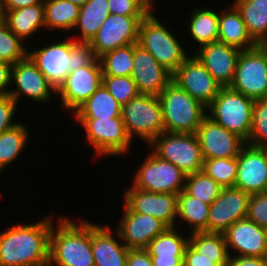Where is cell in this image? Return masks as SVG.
Returning <instances> with one entry per match:
<instances>
[{
    "mask_svg": "<svg viewBox=\"0 0 267 266\" xmlns=\"http://www.w3.org/2000/svg\"><path fill=\"white\" fill-rule=\"evenodd\" d=\"M52 218L0 233V266H48Z\"/></svg>",
    "mask_w": 267,
    "mask_h": 266,
    "instance_id": "6da1fadb",
    "label": "cell"
},
{
    "mask_svg": "<svg viewBox=\"0 0 267 266\" xmlns=\"http://www.w3.org/2000/svg\"><path fill=\"white\" fill-rule=\"evenodd\" d=\"M78 223L60 217L55 226L57 229L52 224L48 266H95L92 222L81 219Z\"/></svg>",
    "mask_w": 267,
    "mask_h": 266,
    "instance_id": "7a4b0ae2",
    "label": "cell"
},
{
    "mask_svg": "<svg viewBox=\"0 0 267 266\" xmlns=\"http://www.w3.org/2000/svg\"><path fill=\"white\" fill-rule=\"evenodd\" d=\"M165 132L196 133L207 116V108L171 80L158 96Z\"/></svg>",
    "mask_w": 267,
    "mask_h": 266,
    "instance_id": "3957f363",
    "label": "cell"
},
{
    "mask_svg": "<svg viewBox=\"0 0 267 266\" xmlns=\"http://www.w3.org/2000/svg\"><path fill=\"white\" fill-rule=\"evenodd\" d=\"M138 44L146 49L172 75L189 57L180 42L150 12L139 25Z\"/></svg>",
    "mask_w": 267,
    "mask_h": 266,
    "instance_id": "277c9868",
    "label": "cell"
},
{
    "mask_svg": "<svg viewBox=\"0 0 267 266\" xmlns=\"http://www.w3.org/2000/svg\"><path fill=\"white\" fill-rule=\"evenodd\" d=\"M254 100L230 87H222L207 107V116L246 143L252 127Z\"/></svg>",
    "mask_w": 267,
    "mask_h": 266,
    "instance_id": "5b68a950",
    "label": "cell"
},
{
    "mask_svg": "<svg viewBox=\"0 0 267 266\" xmlns=\"http://www.w3.org/2000/svg\"><path fill=\"white\" fill-rule=\"evenodd\" d=\"M121 119L131 140L137 135L147 146L165 132L162 108L157 96L138 94L121 106Z\"/></svg>",
    "mask_w": 267,
    "mask_h": 266,
    "instance_id": "8992f818",
    "label": "cell"
},
{
    "mask_svg": "<svg viewBox=\"0 0 267 266\" xmlns=\"http://www.w3.org/2000/svg\"><path fill=\"white\" fill-rule=\"evenodd\" d=\"M148 146L156 156L171 162L186 176L202 171L204 160L195 133L163 132Z\"/></svg>",
    "mask_w": 267,
    "mask_h": 266,
    "instance_id": "52a82bcc",
    "label": "cell"
},
{
    "mask_svg": "<svg viewBox=\"0 0 267 266\" xmlns=\"http://www.w3.org/2000/svg\"><path fill=\"white\" fill-rule=\"evenodd\" d=\"M229 87L253 100L267 98V53L260 45L241 50Z\"/></svg>",
    "mask_w": 267,
    "mask_h": 266,
    "instance_id": "ba28073f",
    "label": "cell"
},
{
    "mask_svg": "<svg viewBox=\"0 0 267 266\" xmlns=\"http://www.w3.org/2000/svg\"><path fill=\"white\" fill-rule=\"evenodd\" d=\"M139 166L132 186L152 193L179 194L184 190L186 175L171 162L153 152Z\"/></svg>",
    "mask_w": 267,
    "mask_h": 266,
    "instance_id": "9c48e42d",
    "label": "cell"
},
{
    "mask_svg": "<svg viewBox=\"0 0 267 266\" xmlns=\"http://www.w3.org/2000/svg\"><path fill=\"white\" fill-rule=\"evenodd\" d=\"M84 127L87 142L97 155H122L128 152L132 143L121 117L98 119H75Z\"/></svg>",
    "mask_w": 267,
    "mask_h": 266,
    "instance_id": "30bf717a",
    "label": "cell"
},
{
    "mask_svg": "<svg viewBox=\"0 0 267 266\" xmlns=\"http://www.w3.org/2000/svg\"><path fill=\"white\" fill-rule=\"evenodd\" d=\"M145 17L109 14L90 41L95 57L99 59L107 52L138 43L139 25Z\"/></svg>",
    "mask_w": 267,
    "mask_h": 266,
    "instance_id": "8fae6325",
    "label": "cell"
},
{
    "mask_svg": "<svg viewBox=\"0 0 267 266\" xmlns=\"http://www.w3.org/2000/svg\"><path fill=\"white\" fill-rule=\"evenodd\" d=\"M250 194L236 187L222 188L210 204L207 233H224L239 220L246 219Z\"/></svg>",
    "mask_w": 267,
    "mask_h": 266,
    "instance_id": "7c38bea8",
    "label": "cell"
},
{
    "mask_svg": "<svg viewBox=\"0 0 267 266\" xmlns=\"http://www.w3.org/2000/svg\"><path fill=\"white\" fill-rule=\"evenodd\" d=\"M172 80L206 108L222 88L195 55L179 66Z\"/></svg>",
    "mask_w": 267,
    "mask_h": 266,
    "instance_id": "4fadbf2b",
    "label": "cell"
},
{
    "mask_svg": "<svg viewBox=\"0 0 267 266\" xmlns=\"http://www.w3.org/2000/svg\"><path fill=\"white\" fill-rule=\"evenodd\" d=\"M102 65L98 58L86 67L71 71L65 82L57 90L62 98V106L75 111L102 84Z\"/></svg>",
    "mask_w": 267,
    "mask_h": 266,
    "instance_id": "5bb4252c",
    "label": "cell"
},
{
    "mask_svg": "<svg viewBox=\"0 0 267 266\" xmlns=\"http://www.w3.org/2000/svg\"><path fill=\"white\" fill-rule=\"evenodd\" d=\"M196 136L204 159L237 157L246 144L236 134L206 116L196 130Z\"/></svg>",
    "mask_w": 267,
    "mask_h": 266,
    "instance_id": "9a60e30c",
    "label": "cell"
},
{
    "mask_svg": "<svg viewBox=\"0 0 267 266\" xmlns=\"http://www.w3.org/2000/svg\"><path fill=\"white\" fill-rule=\"evenodd\" d=\"M123 196L124 204L132 212L148 214L161 220L169 228H176L177 194L152 193L132 186L125 190Z\"/></svg>",
    "mask_w": 267,
    "mask_h": 266,
    "instance_id": "2e32d148",
    "label": "cell"
},
{
    "mask_svg": "<svg viewBox=\"0 0 267 266\" xmlns=\"http://www.w3.org/2000/svg\"><path fill=\"white\" fill-rule=\"evenodd\" d=\"M234 187L248 194L267 192V149L245 144L237 156Z\"/></svg>",
    "mask_w": 267,
    "mask_h": 266,
    "instance_id": "e0dca14e",
    "label": "cell"
},
{
    "mask_svg": "<svg viewBox=\"0 0 267 266\" xmlns=\"http://www.w3.org/2000/svg\"><path fill=\"white\" fill-rule=\"evenodd\" d=\"M124 207L115 235L129 250L146 249L152 239L169 228L155 217L132 212L125 204Z\"/></svg>",
    "mask_w": 267,
    "mask_h": 266,
    "instance_id": "ac0fdd59",
    "label": "cell"
},
{
    "mask_svg": "<svg viewBox=\"0 0 267 266\" xmlns=\"http://www.w3.org/2000/svg\"><path fill=\"white\" fill-rule=\"evenodd\" d=\"M12 82L15 83L16 89L10 90L8 95L11 96L17 104L20 101L19 99L24 95L35 102L44 103L50 100L52 93H57L28 55L12 65L11 83Z\"/></svg>",
    "mask_w": 267,
    "mask_h": 266,
    "instance_id": "d6986e66",
    "label": "cell"
},
{
    "mask_svg": "<svg viewBox=\"0 0 267 266\" xmlns=\"http://www.w3.org/2000/svg\"><path fill=\"white\" fill-rule=\"evenodd\" d=\"M172 74L138 43L133 44V70L131 78L139 94L159 96L172 80Z\"/></svg>",
    "mask_w": 267,
    "mask_h": 266,
    "instance_id": "ffe728a7",
    "label": "cell"
},
{
    "mask_svg": "<svg viewBox=\"0 0 267 266\" xmlns=\"http://www.w3.org/2000/svg\"><path fill=\"white\" fill-rule=\"evenodd\" d=\"M71 39L46 45L29 52L28 56L57 91L70 73Z\"/></svg>",
    "mask_w": 267,
    "mask_h": 266,
    "instance_id": "44dd1931",
    "label": "cell"
},
{
    "mask_svg": "<svg viewBox=\"0 0 267 266\" xmlns=\"http://www.w3.org/2000/svg\"><path fill=\"white\" fill-rule=\"evenodd\" d=\"M240 52L238 48L217 41L198 48L194 55L221 87H229Z\"/></svg>",
    "mask_w": 267,
    "mask_h": 266,
    "instance_id": "7402d4cb",
    "label": "cell"
},
{
    "mask_svg": "<svg viewBox=\"0 0 267 266\" xmlns=\"http://www.w3.org/2000/svg\"><path fill=\"white\" fill-rule=\"evenodd\" d=\"M226 245L236 251L234 257L267 258V230L248 219L239 220L224 233Z\"/></svg>",
    "mask_w": 267,
    "mask_h": 266,
    "instance_id": "603a6c76",
    "label": "cell"
},
{
    "mask_svg": "<svg viewBox=\"0 0 267 266\" xmlns=\"http://www.w3.org/2000/svg\"><path fill=\"white\" fill-rule=\"evenodd\" d=\"M175 228H168L150 241L146 247L154 266H183L184 252L189 237Z\"/></svg>",
    "mask_w": 267,
    "mask_h": 266,
    "instance_id": "cb8c5ba5",
    "label": "cell"
},
{
    "mask_svg": "<svg viewBox=\"0 0 267 266\" xmlns=\"http://www.w3.org/2000/svg\"><path fill=\"white\" fill-rule=\"evenodd\" d=\"M110 227L92 223V253L95 266H126L129 249L113 238Z\"/></svg>",
    "mask_w": 267,
    "mask_h": 266,
    "instance_id": "d4e9b609",
    "label": "cell"
},
{
    "mask_svg": "<svg viewBox=\"0 0 267 266\" xmlns=\"http://www.w3.org/2000/svg\"><path fill=\"white\" fill-rule=\"evenodd\" d=\"M219 12L218 41L240 50L251 49L258 44L250 36L242 15L234 4Z\"/></svg>",
    "mask_w": 267,
    "mask_h": 266,
    "instance_id": "484cf974",
    "label": "cell"
},
{
    "mask_svg": "<svg viewBox=\"0 0 267 266\" xmlns=\"http://www.w3.org/2000/svg\"><path fill=\"white\" fill-rule=\"evenodd\" d=\"M1 20L23 42L40 27H45L44 4L19 8L16 10H0Z\"/></svg>",
    "mask_w": 267,
    "mask_h": 266,
    "instance_id": "4316f807",
    "label": "cell"
},
{
    "mask_svg": "<svg viewBox=\"0 0 267 266\" xmlns=\"http://www.w3.org/2000/svg\"><path fill=\"white\" fill-rule=\"evenodd\" d=\"M75 119L121 117V105L103 84L73 113Z\"/></svg>",
    "mask_w": 267,
    "mask_h": 266,
    "instance_id": "83f0119b",
    "label": "cell"
},
{
    "mask_svg": "<svg viewBox=\"0 0 267 266\" xmlns=\"http://www.w3.org/2000/svg\"><path fill=\"white\" fill-rule=\"evenodd\" d=\"M108 15V0H88L79 10V17L74 30L78 28L81 35L75 41L90 43Z\"/></svg>",
    "mask_w": 267,
    "mask_h": 266,
    "instance_id": "f1b7e54d",
    "label": "cell"
},
{
    "mask_svg": "<svg viewBox=\"0 0 267 266\" xmlns=\"http://www.w3.org/2000/svg\"><path fill=\"white\" fill-rule=\"evenodd\" d=\"M252 39L260 45L267 38V0H235Z\"/></svg>",
    "mask_w": 267,
    "mask_h": 266,
    "instance_id": "f546056e",
    "label": "cell"
},
{
    "mask_svg": "<svg viewBox=\"0 0 267 266\" xmlns=\"http://www.w3.org/2000/svg\"><path fill=\"white\" fill-rule=\"evenodd\" d=\"M43 4L46 28L73 31L80 6L65 0H43Z\"/></svg>",
    "mask_w": 267,
    "mask_h": 266,
    "instance_id": "4dcf8cb0",
    "label": "cell"
},
{
    "mask_svg": "<svg viewBox=\"0 0 267 266\" xmlns=\"http://www.w3.org/2000/svg\"><path fill=\"white\" fill-rule=\"evenodd\" d=\"M210 204L188 195L184 190L177 197V216L188 223L191 233L206 232Z\"/></svg>",
    "mask_w": 267,
    "mask_h": 266,
    "instance_id": "1f68e13d",
    "label": "cell"
},
{
    "mask_svg": "<svg viewBox=\"0 0 267 266\" xmlns=\"http://www.w3.org/2000/svg\"><path fill=\"white\" fill-rule=\"evenodd\" d=\"M190 35L199 43L197 48L218 41L219 14L207 8H197L191 13Z\"/></svg>",
    "mask_w": 267,
    "mask_h": 266,
    "instance_id": "d6a6232c",
    "label": "cell"
},
{
    "mask_svg": "<svg viewBox=\"0 0 267 266\" xmlns=\"http://www.w3.org/2000/svg\"><path fill=\"white\" fill-rule=\"evenodd\" d=\"M28 137L27 128L21 123L0 133V172L20 157L29 140Z\"/></svg>",
    "mask_w": 267,
    "mask_h": 266,
    "instance_id": "836d02e7",
    "label": "cell"
},
{
    "mask_svg": "<svg viewBox=\"0 0 267 266\" xmlns=\"http://www.w3.org/2000/svg\"><path fill=\"white\" fill-rule=\"evenodd\" d=\"M189 245L203 257L230 258L231 256L223 233H190Z\"/></svg>",
    "mask_w": 267,
    "mask_h": 266,
    "instance_id": "e575fe53",
    "label": "cell"
},
{
    "mask_svg": "<svg viewBox=\"0 0 267 266\" xmlns=\"http://www.w3.org/2000/svg\"><path fill=\"white\" fill-rule=\"evenodd\" d=\"M99 60L102 65V76H131L133 44L107 52Z\"/></svg>",
    "mask_w": 267,
    "mask_h": 266,
    "instance_id": "d590c367",
    "label": "cell"
},
{
    "mask_svg": "<svg viewBox=\"0 0 267 266\" xmlns=\"http://www.w3.org/2000/svg\"><path fill=\"white\" fill-rule=\"evenodd\" d=\"M222 187L204 172L187 175L185 178L184 191L202 202L211 204L220 194Z\"/></svg>",
    "mask_w": 267,
    "mask_h": 266,
    "instance_id": "8d00e7d4",
    "label": "cell"
},
{
    "mask_svg": "<svg viewBox=\"0 0 267 266\" xmlns=\"http://www.w3.org/2000/svg\"><path fill=\"white\" fill-rule=\"evenodd\" d=\"M237 170V157L204 159L202 165V172L213 178L222 188L234 187Z\"/></svg>",
    "mask_w": 267,
    "mask_h": 266,
    "instance_id": "74e56055",
    "label": "cell"
},
{
    "mask_svg": "<svg viewBox=\"0 0 267 266\" xmlns=\"http://www.w3.org/2000/svg\"><path fill=\"white\" fill-rule=\"evenodd\" d=\"M23 44L0 18V60L14 65L24 59L28 50Z\"/></svg>",
    "mask_w": 267,
    "mask_h": 266,
    "instance_id": "f35d334b",
    "label": "cell"
},
{
    "mask_svg": "<svg viewBox=\"0 0 267 266\" xmlns=\"http://www.w3.org/2000/svg\"><path fill=\"white\" fill-rule=\"evenodd\" d=\"M247 144L267 149V98L254 100L252 127Z\"/></svg>",
    "mask_w": 267,
    "mask_h": 266,
    "instance_id": "ab89813d",
    "label": "cell"
},
{
    "mask_svg": "<svg viewBox=\"0 0 267 266\" xmlns=\"http://www.w3.org/2000/svg\"><path fill=\"white\" fill-rule=\"evenodd\" d=\"M102 84L121 106L139 94L131 76H102Z\"/></svg>",
    "mask_w": 267,
    "mask_h": 266,
    "instance_id": "60d3db41",
    "label": "cell"
},
{
    "mask_svg": "<svg viewBox=\"0 0 267 266\" xmlns=\"http://www.w3.org/2000/svg\"><path fill=\"white\" fill-rule=\"evenodd\" d=\"M246 219L267 230V192L250 195Z\"/></svg>",
    "mask_w": 267,
    "mask_h": 266,
    "instance_id": "b9f144b4",
    "label": "cell"
},
{
    "mask_svg": "<svg viewBox=\"0 0 267 266\" xmlns=\"http://www.w3.org/2000/svg\"><path fill=\"white\" fill-rule=\"evenodd\" d=\"M70 59L71 72L81 67H86L91 64L96 57L89 42H76L75 40H71Z\"/></svg>",
    "mask_w": 267,
    "mask_h": 266,
    "instance_id": "7bdbcfd3",
    "label": "cell"
},
{
    "mask_svg": "<svg viewBox=\"0 0 267 266\" xmlns=\"http://www.w3.org/2000/svg\"><path fill=\"white\" fill-rule=\"evenodd\" d=\"M109 14L147 16L150 11L139 0H108Z\"/></svg>",
    "mask_w": 267,
    "mask_h": 266,
    "instance_id": "ee69618b",
    "label": "cell"
},
{
    "mask_svg": "<svg viewBox=\"0 0 267 266\" xmlns=\"http://www.w3.org/2000/svg\"><path fill=\"white\" fill-rule=\"evenodd\" d=\"M229 258H207L200 255L189 244L187 245L183 266H227Z\"/></svg>",
    "mask_w": 267,
    "mask_h": 266,
    "instance_id": "f6af8a7d",
    "label": "cell"
},
{
    "mask_svg": "<svg viewBox=\"0 0 267 266\" xmlns=\"http://www.w3.org/2000/svg\"><path fill=\"white\" fill-rule=\"evenodd\" d=\"M16 101L9 95L0 96V133L13 128L18 122L12 121L17 109Z\"/></svg>",
    "mask_w": 267,
    "mask_h": 266,
    "instance_id": "bcb514c9",
    "label": "cell"
},
{
    "mask_svg": "<svg viewBox=\"0 0 267 266\" xmlns=\"http://www.w3.org/2000/svg\"><path fill=\"white\" fill-rule=\"evenodd\" d=\"M126 266H154L151 256L145 249L129 250Z\"/></svg>",
    "mask_w": 267,
    "mask_h": 266,
    "instance_id": "7dc6e473",
    "label": "cell"
},
{
    "mask_svg": "<svg viewBox=\"0 0 267 266\" xmlns=\"http://www.w3.org/2000/svg\"><path fill=\"white\" fill-rule=\"evenodd\" d=\"M12 65L0 60V96L8 95L11 83ZM9 89V90H8Z\"/></svg>",
    "mask_w": 267,
    "mask_h": 266,
    "instance_id": "c3c4849f",
    "label": "cell"
},
{
    "mask_svg": "<svg viewBox=\"0 0 267 266\" xmlns=\"http://www.w3.org/2000/svg\"><path fill=\"white\" fill-rule=\"evenodd\" d=\"M227 266H267V258L230 256Z\"/></svg>",
    "mask_w": 267,
    "mask_h": 266,
    "instance_id": "681fc988",
    "label": "cell"
},
{
    "mask_svg": "<svg viewBox=\"0 0 267 266\" xmlns=\"http://www.w3.org/2000/svg\"><path fill=\"white\" fill-rule=\"evenodd\" d=\"M35 4H43V0H2L0 10H16Z\"/></svg>",
    "mask_w": 267,
    "mask_h": 266,
    "instance_id": "f907efd6",
    "label": "cell"
},
{
    "mask_svg": "<svg viewBox=\"0 0 267 266\" xmlns=\"http://www.w3.org/2000/svg\"><path fill=\"white\" fill-rule=\"evenodd\" d=\"M150 12L154 8V0H139Z\"/></svg>",
    "mask_w": 267,
    "mask_h": 266,
    "instance_id": "816d5d0a",
    "label": "cell"
},
{
    "mask_svg": "<svg viewBox=\"0 0 267 266\" xmlns=\"http://www.w3.org/2000/svg\"><path fill=\"white\" fill-rule=\"evenodd\" d=\"M65 1H70L71 3H74L78 6L84 5L88 0H65Z\"/></svg>",
    "mask_w": 267,
    "mask_h": 266,
    "instance_id": "f5cc1de1",
    "label": "cell"
},
{
    "mask_svg": "<svg viewBox=\"0 0 267 266\" xmlns=\"http://www.w3.org/2000/svg\"><path fill=\"white\" fill-rule=\"evenodd\" d=\"M260 46L266 51L267 53V38L260 44Z\"/></svg>",
    "mask_w": 267,
    "mask_h": 266,
    "instance_id": "db71d44e",
    "label": "cell"
}]
</instances>
